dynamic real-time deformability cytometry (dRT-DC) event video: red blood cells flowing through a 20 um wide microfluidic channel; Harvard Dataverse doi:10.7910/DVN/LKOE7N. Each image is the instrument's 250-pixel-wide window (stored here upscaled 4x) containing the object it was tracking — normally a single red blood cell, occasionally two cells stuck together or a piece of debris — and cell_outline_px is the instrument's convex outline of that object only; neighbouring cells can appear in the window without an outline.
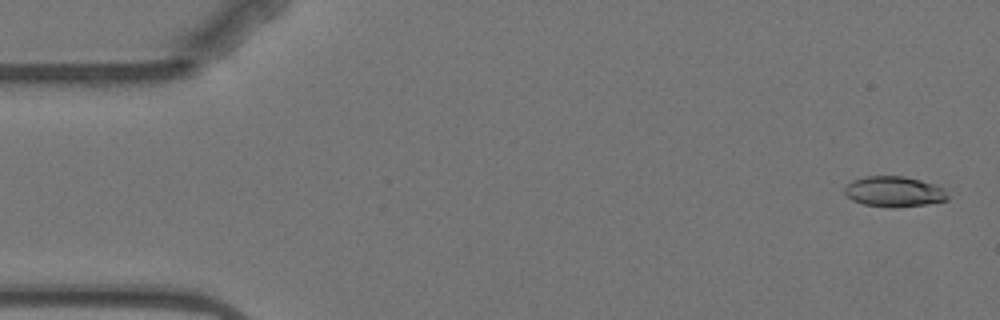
{"species": "Egyptian fruit bat (a non-hibernating species)", "species_latin": "Rousettus aegyptiacus", "temperature_condition": "warm", "stored_images_in_passage": 6, "camera_frame_rate_fps": 3000, "um_per_image_px": 0.085, "animal": {"sex": "female"}, "frame": {"image": 1, "passage_image": 1, "time_ms": 0.0, "image_size_px": [1000, 320], "cell_outline_px": [[948, 200], [928, 204], [892, 208], [864, 204], [852, 200], [844, 192], [844, 188], [852, 180], [868, 176], [904, 176], [920, 180], [944, 188], [948, 196]], "centroid_in_image_um": [76.0, 16.29], "position_along_channel_um": 9.0, "area_um2": 18.26}}
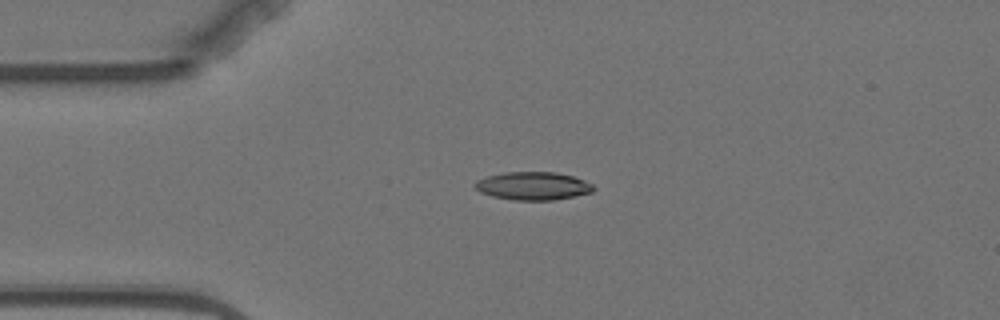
{"frame": {"image": 2, "passage_image": 4, "time_ms": 3.667, "image_size_px": [1000, 320], "cell_outline_px": [[596, 188], [592, 192], [552, 200], [512, 200], [492, 196], [480, 192], [472, 184], [476, 180], [488, 176], [504, 172], [556, 172], [572, 176], [584, 180], [592, 184]], "centroid_in_image_um": [45.28, 15.8], "position_along_channel_um": 39.7, "area_um2": 19.36}}
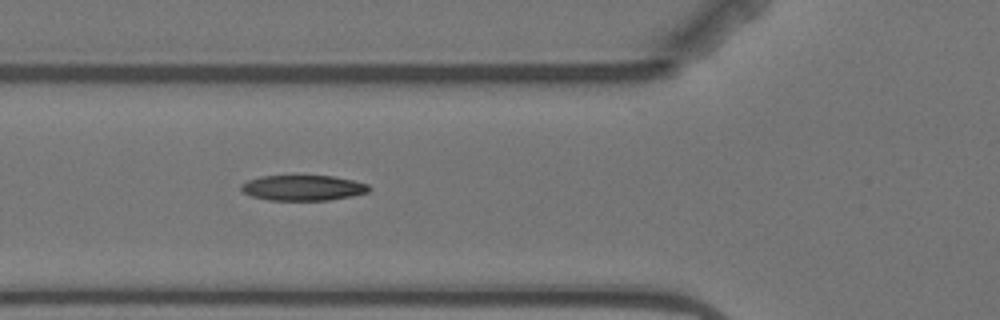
{"frame": {"image": 3, "passage_image": 6, "time_ms": 6.0, "image_size_px": [1000, 320], "cell_outline_px": [[372, 188], [368, 192], [352, 196], [328, 200], [268, 200], [252, 196], [244, 192], [240, 188], [240, 184], [248, 180], [260, 176], [332, 176], [352, 180], [368, 184]], "centroid_in_image_um": [25.76, 15.97], "position_along_channel_um": 100.0, "area_um2": 18.9}}